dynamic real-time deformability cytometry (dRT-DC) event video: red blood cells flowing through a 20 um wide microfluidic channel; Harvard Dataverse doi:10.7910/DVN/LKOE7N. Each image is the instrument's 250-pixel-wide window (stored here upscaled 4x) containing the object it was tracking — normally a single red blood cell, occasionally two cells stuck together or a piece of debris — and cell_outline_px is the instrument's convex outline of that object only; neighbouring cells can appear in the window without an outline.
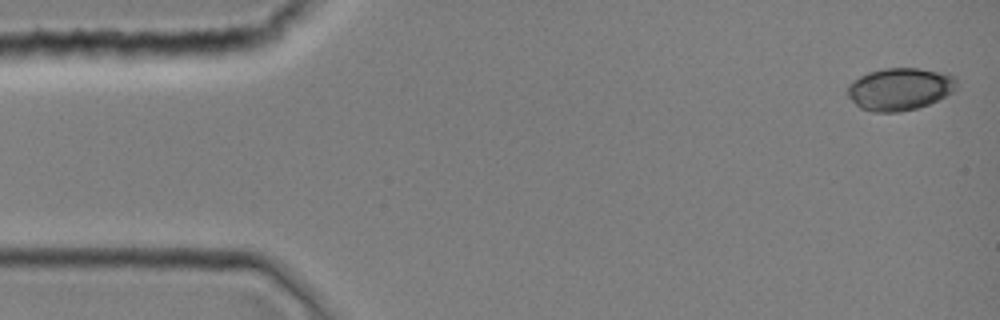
{"species": "common noctule bat (a hibernating species)", "species_latin": "Nyctalus noctula", "temperature_condition": "room temperature", "stored_images_in_passage": 39, "camera_frame_rate_fps": 3000, "um_per_image_px": 0.085, "animal": {"sex": "female", "body_mass_g": 19.0, "forearm_length_mm": 51.5}, "frame": {"image": 1, "passage_image": 1, "time_ms": 0.0, "image_size_px": [1000, 320], "cell_outline_px": [[956, 88], [952, 92], [928, 104], [916, 108], [900, 112], [872, 112], [860, 108], [848, 96], [848, 84], [852, 80], [868, 72], [884, 68], [920, 68], [948, 72], [956, 76]], "centroid_in_image_um": [76.49, 7.55], "position_along_channel_um": 8.5, "area_um2": 27.17}}
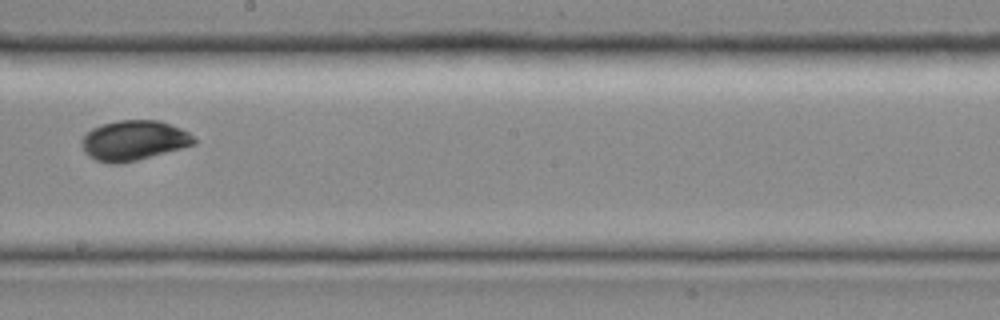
{"frame": {"image": 2, "passage_image": 22, "time_ms": 7.0, "image_size_px": [1000, 320], "cell_outline_px": [[196, 144], [136, 160], [120, 164], [112, 164], [96, 160], [88, 156], [84, 152], [80, 144], [80, 140], [92, 128], [104, 124], [120, 120], [156, 120], [180, 128], [188, 132], [196, 140]], "centroid_in_image_um": [11.33, 11.95], "position_along_channel_um": 236.9, "area_um2": 25.95}}
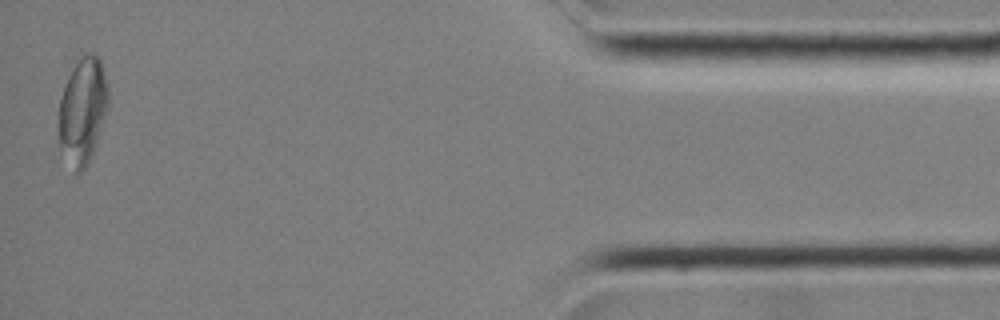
{"frame": {"image": 3, "passage_image": 38, "time_ms": 12.333, "image_size_px": [1000, 320], "cell_outline_px": [[108, 108], [92, 156], [88, 164], [76, 176], [60, 148], [56, 140], [56, 116], [60, 100], [68, 76], [72, 68], [80, 56], [88, 52], [92, 52], [100, 56], [108, 88]], "centroid_in_image_um": [6.98, 9.43], "position_along_channel_um": 428.2, "area_um2": 31.73}}